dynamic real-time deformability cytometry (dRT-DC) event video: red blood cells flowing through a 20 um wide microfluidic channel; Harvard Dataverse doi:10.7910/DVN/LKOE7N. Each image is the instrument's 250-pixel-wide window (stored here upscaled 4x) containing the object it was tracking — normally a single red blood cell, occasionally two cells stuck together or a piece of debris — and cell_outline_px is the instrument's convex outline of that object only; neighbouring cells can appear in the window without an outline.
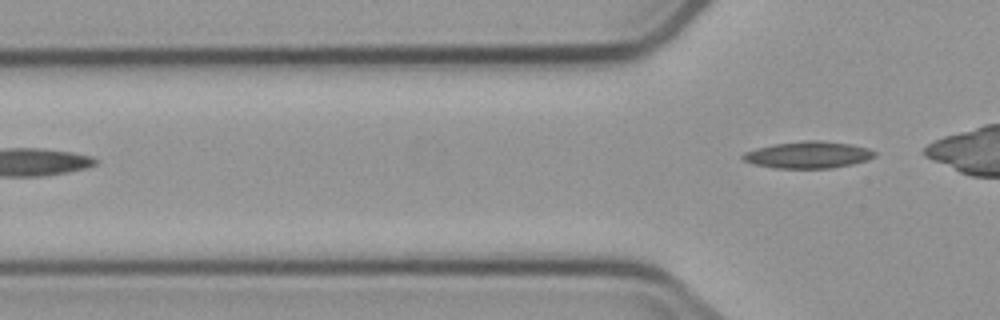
{"species": "common noctule bat (a hibernating species)", "species_latin": "Nyctalus noctula", "temperature_condition": "cold", "stored_images_in_passage": 3, "camera_frame_rate_fps": 3000, "um_per_image_px": 0.085, "animal": {"sex": "male", "body_mass_g": 23.1, "forearm_length_mm": 52.7}, "frame": {"image": 1, "passage_image": 3, "time_ms": 2.667, "image_size_px": [1000, 320], "cell_outline_px": [[876, 156], [852, 164], [832, 168], [772, 168], [752, 164], [744, 160], [740, 156], [744, 152], [756, 148], [772, 144], [804, 140], [820, 140], [852, 144], [868, 148], [876, 152]], "centroid_in_image_um": [68.66, 13.15], "position_along_channel_um": 57.1, "area_um2": 20.75}}